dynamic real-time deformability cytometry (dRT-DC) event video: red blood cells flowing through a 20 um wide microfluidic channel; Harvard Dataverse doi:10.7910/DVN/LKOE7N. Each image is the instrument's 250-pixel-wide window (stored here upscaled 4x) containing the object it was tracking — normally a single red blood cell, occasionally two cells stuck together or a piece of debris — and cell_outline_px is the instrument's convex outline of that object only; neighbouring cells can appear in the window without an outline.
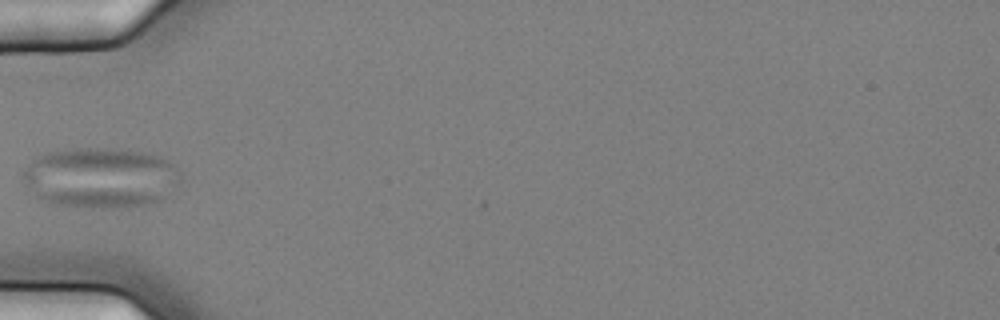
{"species": "common noctule bat (a hibernating species)", "species_latin": "Nyctalus noctula", "temperature_condition": "cold", "stored_images_in_passage": 2, "camera_frame_rate_fps": 3000, "um_per_image_px": 0.085, "animal": {"sex": "female", "body_mass_g": 25.1}, "frame": {"image": 1, "passage_image": 1, "time_ms": 0.0, "image_size_px": [1000, 320], "cell_outline_px": [[180, 180], [160, 200], [128, 208], [92, 208], [60, 204], [36, 196], [24, 184], [20, 172], [36, 156], [48, 152], [72, 148], [104, 148], [140, 152], [160, 156], [176, 164], [180, 172]], "centroid_in_image_um": [8.52, 15.09], "position_along_channel_um": 76.5, "area_um2": 55.49}}